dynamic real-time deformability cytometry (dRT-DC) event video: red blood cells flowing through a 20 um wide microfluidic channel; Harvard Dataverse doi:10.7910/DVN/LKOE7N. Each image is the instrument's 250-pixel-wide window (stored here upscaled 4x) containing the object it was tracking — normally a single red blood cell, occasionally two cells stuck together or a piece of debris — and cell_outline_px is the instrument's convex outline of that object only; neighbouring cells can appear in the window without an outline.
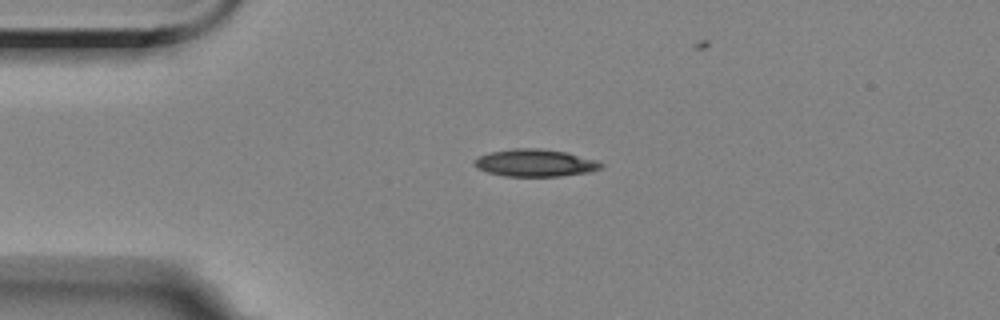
{"species": "Egyptian fruit bat (a non-hibernating species)", "species_latin": "Rousettus aegyptiacus", "temperature_condition": "room temperature", "stored_images_in_passage": 34, "camera_frame_rate_fps": 3000, "um_per_image_px": 0.085, "animal": {"sex": "female"}, "frame": {"image": 1, "passage_image": 1, "time_ms": 0.0, "image_size_px": [1000, 320], "cell_outline_px": [[604, 168], [588, 172], [560, 176], [504, 176], [488, 172], [476, 168], [472, 164], [480, 156], [492, 152], [516, 148], [540, 148], [564, 152], [596, 160], [604, 164]], "centroid_in_image_um": [45.5, 13.85], "position_along_channel_um": 39.5, "area_um2": 20.0}}
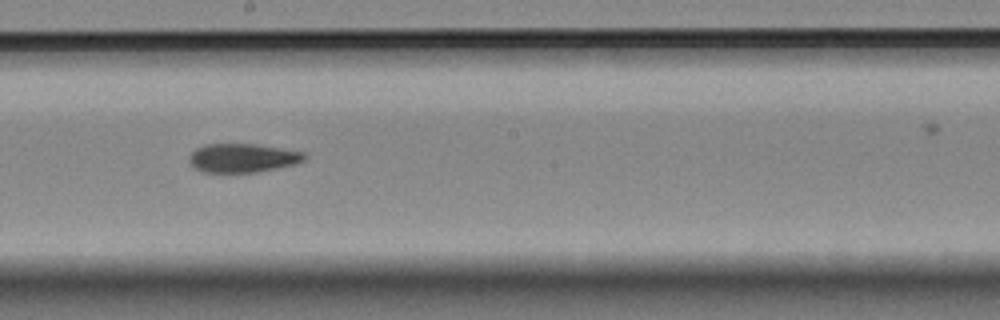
{"frame": {"image": 2, "passage_image": 19, "time_ms": 6.0, "image_size_px": [1000, 320], "cell_outline_px": [[308, 156], [304, 160], [296, 164], [256, 172], [204, 172], [196, 168], [188, 160], [188, 156], [196, 148], [204, 144], [252, 144], [280, 148], [304, 152]], "centroid_in_image_um": [20.62, 13.42], "position_along_channel_um": 227.6, "area_um2": 19.25}}
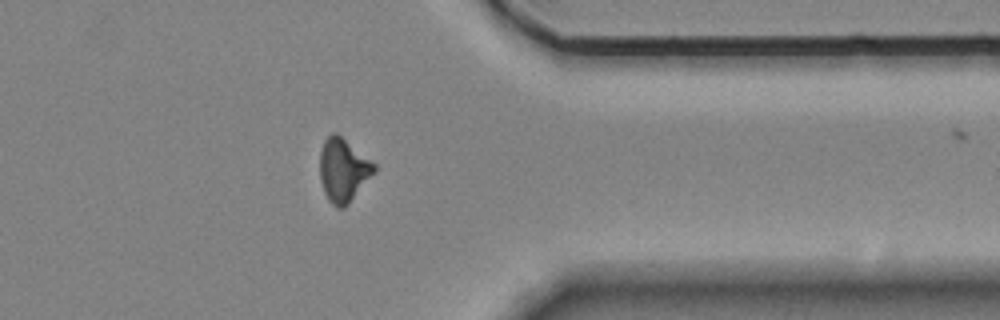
{"frame": {"image": 3, "passage_image": 33, "time_ms": 10.667, "image_size_px": [1000, 320], "cell_outline_px": [[376, 172], [348, 204], [344, 208], [340, 208], [332, 204], [328, 200], [324, 192], [320, 180], [320, 152], [324, 140], [332, 132], [336, 132], [376, 164]], "centroid_in_image_um": [29.18, 14.46], "position_along_channel_um": 382.2, "area_um2": 20.11}}